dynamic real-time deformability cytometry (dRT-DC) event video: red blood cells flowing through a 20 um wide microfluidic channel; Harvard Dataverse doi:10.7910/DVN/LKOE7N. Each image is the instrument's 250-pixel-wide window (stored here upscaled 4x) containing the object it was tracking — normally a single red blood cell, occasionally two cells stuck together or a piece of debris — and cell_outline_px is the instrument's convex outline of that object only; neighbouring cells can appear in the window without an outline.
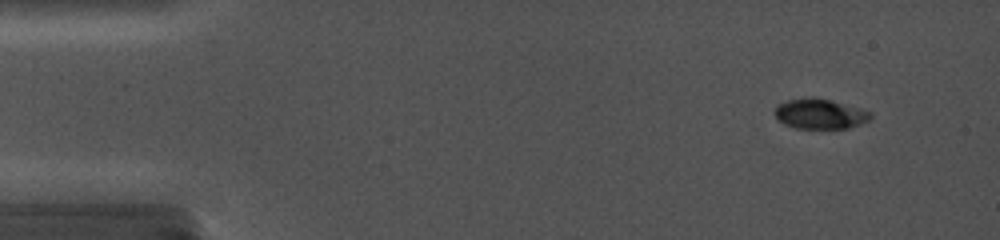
{"species": "common noctule bat (a hibernating species)", "species_latin": "Nyctalus noctula", "temperature_condition": "cold", "stored_images_in_passage": 9, "camera_frame_rate_fps": 5000, "um_per_image_px": 0.085, "animal": {"sex": "female", "body_mass_g": 19.0, "forearm_length_mm": 56.7}, "frame": {"image": 1, "passage_image": 2, "time_ms": 1.2, "image_size_px": [1000, 240], "cell_outline_px": [[872, 116], [868, 120], [860, 124], [848, 128], [796, 128], [784, 124], [772, 112], [776, 104], [788, 100], [804, 96], [812, 96], [860, 108], [872, 112]], "centroid_in_image_um": [69.65, 9.66], "position_along_channel_um": 15.4, "area_um2": 16.88}}
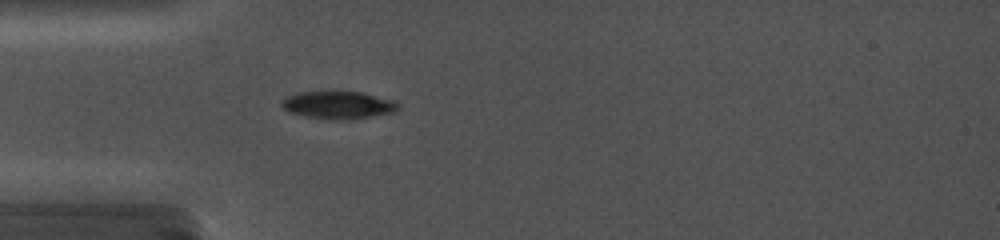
{"frame": {"image": 2, "passage_image": 6, "time_ms": 5.0, "image_size_px": [1000, 240], "cell_outline_px": [[400, 108], [396, 112], [352, 120], [332, 120], [304, 116], [288, 112], [280, 104], [280, 100], [296, 92], [324, 88], [336, 88], [364, 92], [396, 100], [400, 104]], "centroid_in_image_um": [28.76, 8.87], "position_along_channel_um": 56.2, "area_um2": 20.4}}
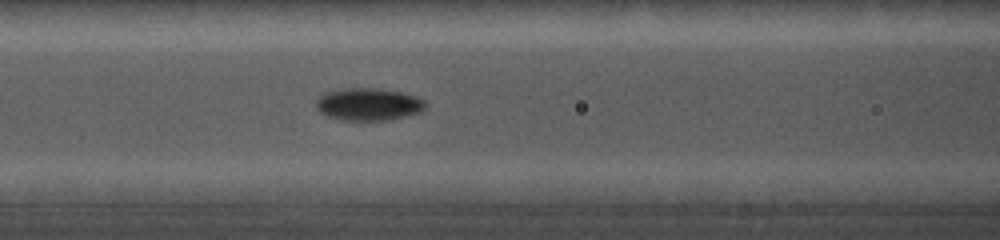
{"frame": {"image": 3, "passage_image": 9, "time_ms": 7.2, "image_size_px": [1000, 240], "cell_outline_px": [[428, 108], [420, 112], [392, 120], [340, 120], [328, 116], [320, 112], [316, 108], [316, 100], [324, 92], [344, 88], [376, 88], [400, 92], [416, 96], [424, 100], [428, 104]], "centroid_in_image_um": [31.34, 8.87], "position_along_channel_um": 135.3, "area_um2": 20.92}}